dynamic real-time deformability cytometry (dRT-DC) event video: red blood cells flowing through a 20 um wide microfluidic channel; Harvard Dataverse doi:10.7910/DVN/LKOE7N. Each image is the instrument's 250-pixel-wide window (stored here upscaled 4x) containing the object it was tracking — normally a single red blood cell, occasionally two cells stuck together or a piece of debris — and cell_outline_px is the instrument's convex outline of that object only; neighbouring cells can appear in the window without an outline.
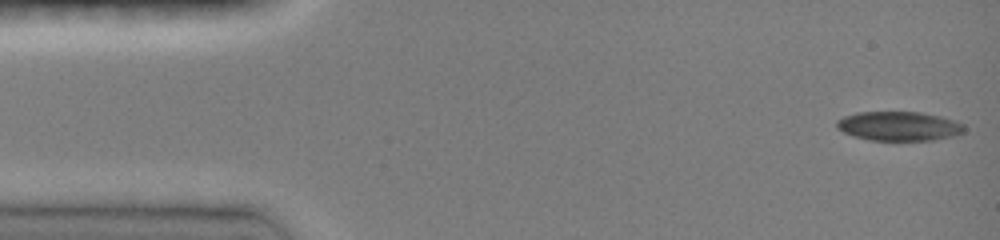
{"species": "common noctule bat (a hibernating species)", "species_latin": "Nyctalus noctula", "temperature_condition": "room temperature", "stored_images_in_passage": 14, "camera_frame_rate_fps": 3000, "um_per_image_px": 0.085, "animal": {"sex": "female", "body_mass_g": 19.0, "forearm_length_mm": 51.5}, "frame": {"image": 1, "passage_image": 1, "time_ms": 0.0, "image_size_px": [1000, 240], "cell_outline_px": [[964, 132], [952, 136], [932, 140], [868, 140], [852, 136], [836, 128], [836, 120], [844, 116], [856, 112], [920, 112], [940, 116], [964, 124]], "centroid_in_image_um": [76.36, 10.72], "position_along_channel_um": 8.6, "area_um2": 21.73}}
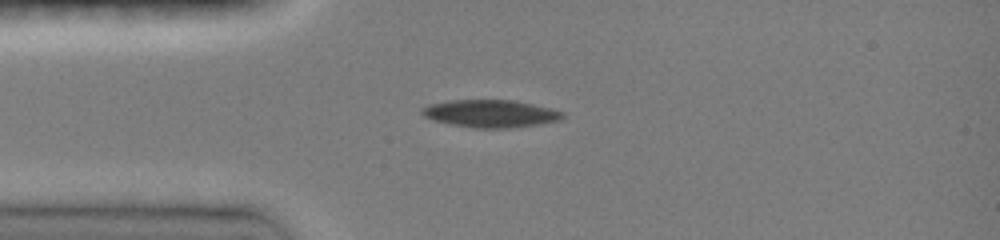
{"frame": {"image": 2, "passage_image": 10, "time_ms": 3.333, "image_size_px": [1000, 240], "cell_outline_px": [[564, 116], [560, 120], [540, 124], [508, 128], [472, 128], [432, 120], [424, 116], [420, 112], [420, 108], [428, 104], [448, 100], [512, 100], [552, 108], [564, 112]], "centroid_in_image_um": [41.67, 9.65], "position_along_channel_um": 43.3, "area_um2": 22.72}}